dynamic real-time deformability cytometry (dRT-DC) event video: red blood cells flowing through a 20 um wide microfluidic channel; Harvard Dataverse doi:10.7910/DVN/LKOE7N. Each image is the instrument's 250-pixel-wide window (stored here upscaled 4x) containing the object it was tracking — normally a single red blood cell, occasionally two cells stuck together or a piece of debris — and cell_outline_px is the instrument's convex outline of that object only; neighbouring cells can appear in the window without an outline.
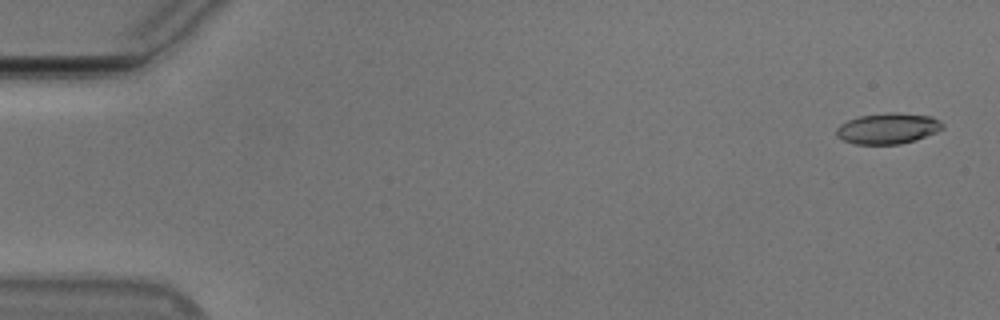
{"species": "Egyptian fruit bat (a non-hibernating species)", "species_latin": "Rousettus aegyptiacus", "temperature_condition": "cold", "stored_images_in_passage": 21, "camera_frame_rate_fps": 3000, "um_per_image_px": 0.085, "animal": {"sex": "male"}, "frame": {"image": 1, "passage_image": 2, "time_ms": 0.333, "image_size_px": [1000, 320], "cell_outline_px": [[944, 128], [936, 132], [916, 140], [900, 144], [856, 144], [844, 140], [836, 136], [836, 128], [840, 124], [848, 120], [860, 116], [888, 112], [896, 112], [932, 116], [944, 124]], "centroid_in_image_um": [75.48, 10.91], "position_along_channel_um": 9.5, "area_um2": 19.13}}
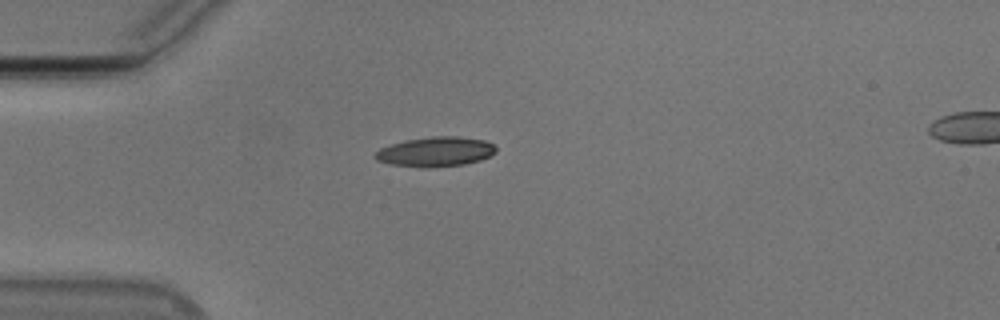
{"frame": {"image": 2, "passage_image": 15, "time_ms": 4.667, "image_size_px": [1000, 320], "cell_outline_px": [[496, 152], [480, 160], [464, 164], [432, 168], [424, 168], [392, 164], [376, 160], [372, 156], [380, 148], [404, 140], [432, 136], [456, 136], [484, 140], [492, 144], [496, 148]], "centroid_in_image_um": [36.99, 12.9], "position_along_channel_um": 48.0, "area_um2": 20.92}}
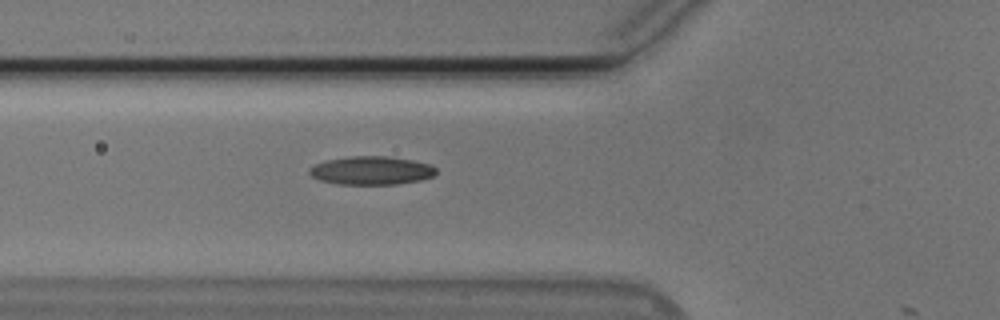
{"frame": {"image": 3, "passage_image": 20, "time_ms": 6.333, "image_size_px": [1000, 320], "cell_outline_px": [[436, 172], [432, 176], [420, 180], [396, 184], [336, 184], [320, 180], [312, 176], [308, 172], [308, 168], [316, 164], [328, 160], [352, 156], [388, 156], [412, 160], [428, 164], [436, 168]], "centroid_in_image_um": [31.55, 14.49], "position_along_channel_um": 94.3, "area_um2": 20.81}}